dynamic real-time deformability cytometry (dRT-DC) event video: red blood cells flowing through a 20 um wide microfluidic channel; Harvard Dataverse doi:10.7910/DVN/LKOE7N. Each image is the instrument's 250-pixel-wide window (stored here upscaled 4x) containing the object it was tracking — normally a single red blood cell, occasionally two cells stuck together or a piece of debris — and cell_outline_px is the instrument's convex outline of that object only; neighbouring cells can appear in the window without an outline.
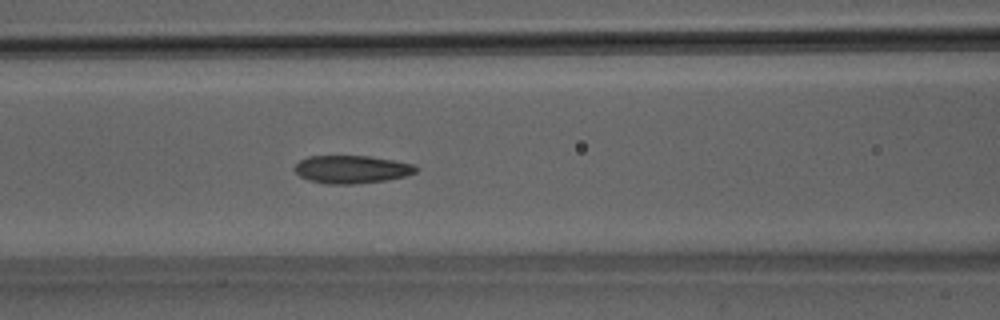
{"species": "Egyptian fruit bat (a non-hibernating species)", "species_latin": "Rousettus aegyptiacus", "temperature_condition": "room temperature", "stored_images_in_passage": 50, "camera_frame_rate_fps": 3000, "um_per_image_px": 0.085, "animal": {"sex": "male"}, "frame": {"image": 1, "passage_image": 22, "time_ms": 7.0, "image_size_px": [1000, 320], "cell_outline_px": [[420, 168], [416, 172], [404, 176], [388, 180], [352, 184], [324, 184], [308, 180], [300, 176], [292, 168], [300, 160], [308, 156], [368, 156], [392, 160], [412, 164]], "centroid_in_image_um": [29.86, 14.4], "position_along_channel_um": 136.7, "area_um2": 19.77}}
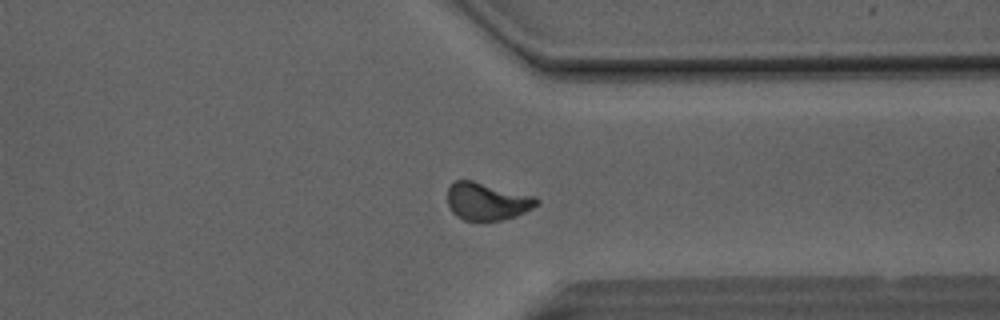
{"frame": {"image": 2, "passage_image": 39, "time_ms": 12.667, "image_size_px": [1000, 320], "cell_outline_px": [[540, 200], [532, 208], [516, 216], [500, 220], [480, 224], [464, 220], [456, 216], [452, 212], [448, 204], [448, 188], [456, 180], [472, 180], [536, 196]], "centroid_in_image_um": [41.39, 17.15], "position_along_channel_um": 370.0, "area_um2": 19.94}}
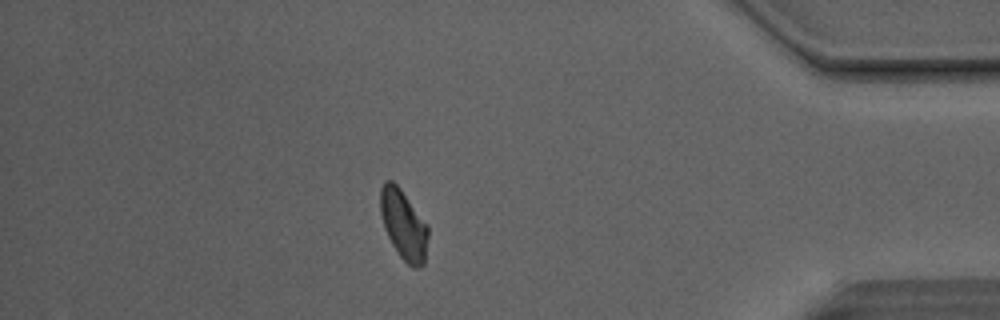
{"frame": {"image": 3, "passage_image": 44, "time_ms": 14.333, "image_size_px": [1000, 320], "cell_outline_px": [[428, 236], [424, 264], [420, 268], [412, 268], [400, 256], [392, 244], [384, 228], [380, 212], [380, 188], [384, 180], [392, 180], [400, 188], [428, 224]], "centroid_in_image_um": [34.3, 19.09], "position_along_channel_um": 400.9, "area_um2": 19.54}, "authors_computed_cell_mechanics": {"area_um2": 19.8832, "velocity_mm_per_s": 4.1379, "shape_relaxation_time_tau1_ms": 4.2239, "shape_relaxation_time_tau2_ms": 1.9454, "deformation_change_tau1": 0.1351, "deformation_change_tau2": 0.0883}}